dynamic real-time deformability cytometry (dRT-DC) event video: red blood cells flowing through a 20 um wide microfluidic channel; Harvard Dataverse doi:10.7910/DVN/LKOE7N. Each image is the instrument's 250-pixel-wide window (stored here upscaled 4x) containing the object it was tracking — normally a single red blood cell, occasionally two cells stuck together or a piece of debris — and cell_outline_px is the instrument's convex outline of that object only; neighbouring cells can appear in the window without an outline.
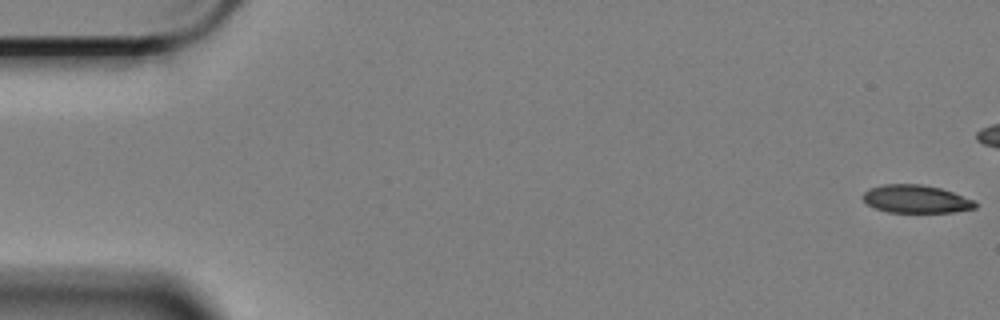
{"species": "Egyptian fruit bat (a non-hibernating species)", "species_latin": "Rousettus aegyptiacus", "temperature_condition": "cold", "stored_images_in_passage": 48, "camera_frame_rate_fps": 3000, "um_per_image_px": 0.085, "animal": {"sex": "female"}, "frame": {"image": 1, "passage_image": 1, "time_ms": 0.0, "image_size_px": [1000, 320], "cell_outline_px": [[972, 204], [968, 208], [940, 212], [900, 212], [884, 208], [872, 204], [864, 196], [868, 192], [880, 188], [932, 188], [948, 192]], "centroid_in_image_um": [77.86, 17.0], "position_along_channel_um": 7.1, "area_um2": 14.39}}
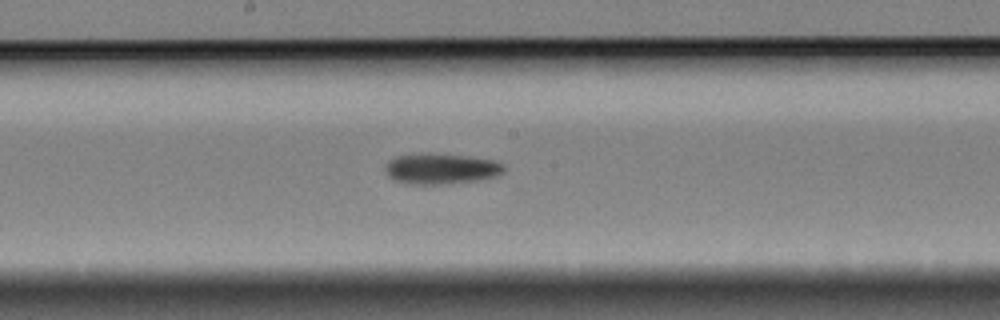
{"frame": {"image": 2, "passage_image": 31, "time_ms": 10.0, "image_size_px": [1000, 320], "cell_outline_px": [[496, 168], [488, 172], [460, 176], [404, 176], [396, 172], [392, 168], [396, 164], [404, 160], [464, 160], [492, 164]], "centroid_in_image_um": [37.51, 14.27], "position_along_channel_um": 210.7, "area_um2": 10.12}}
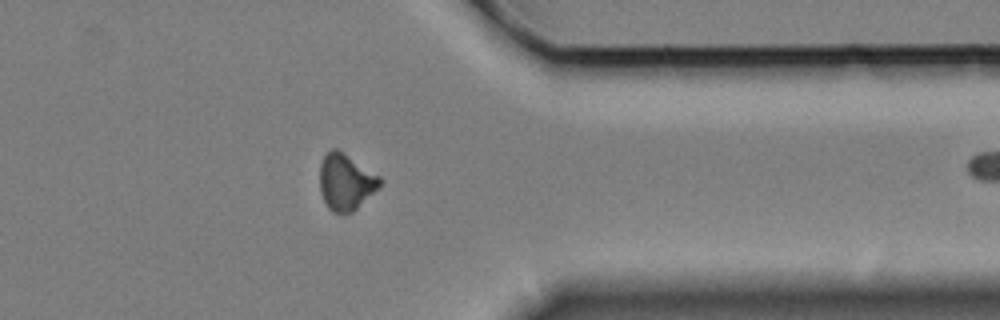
{"frame": {"image": 3, "passage_image": 47, "time_ms": 15.333, "image_size_px": [1000, 320], "cell_outline_px": [[380, 180], [352, 208], [332, 208], [328, 204], [324, 196], [324, 160], [332, 152], [336, 152], [344, 156]], "centroid_in_image_um": [29.36, 15.45], "position_along_channel_um": 382.0, "area_um2": 15.03}}